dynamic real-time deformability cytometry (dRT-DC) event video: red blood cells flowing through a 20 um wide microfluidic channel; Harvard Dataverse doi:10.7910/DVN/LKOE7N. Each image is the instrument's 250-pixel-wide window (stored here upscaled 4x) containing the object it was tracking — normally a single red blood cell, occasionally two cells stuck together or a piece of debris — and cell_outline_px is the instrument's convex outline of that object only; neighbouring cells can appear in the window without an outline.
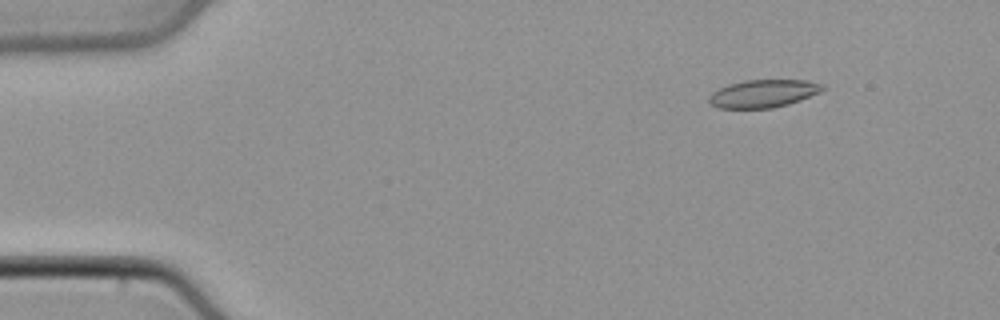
{"species": "common noctule bat (a hibernating species)", "species_latin": "Nyctalus noctula", "temperature_condition": "cold", "stored_images_in_passage": 49, "camera_frame_rate_fps": 3000, "um_per_image_px": 0.085, "animal": {"sex": "male", "body_mass_g": 21.5, "forearm_length_mm": 52.0}, "frame": {"image": 1, "passage_image": 6, "time_ms": 1.667, "image_size_px": [1000, 320], "cell_outline_px": [[824, 88], [820, 92], [800, 100], [788, 104], [772, 108], [716, 108], [708, 100], [708, 96], [712, 92], [728, 84], [744, 80], [808, 80], [820, 84]], "centroid_in_image_um": [64.84, 7.95], "position_along_channel_um": 20.2, "area_um2": 18.32}}
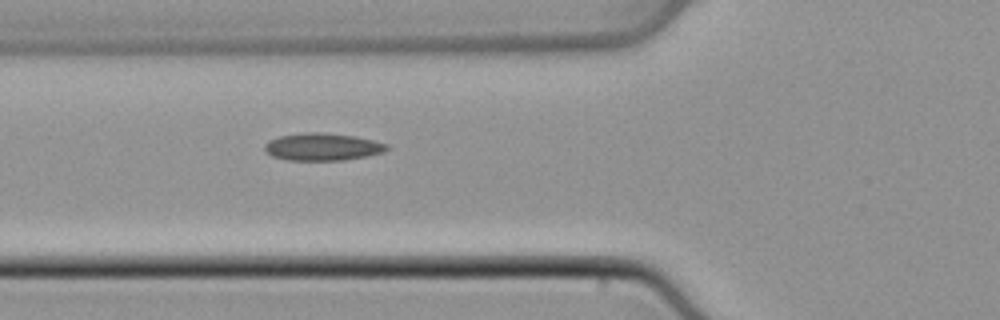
{"frame": {"image": 2, "passage_image": 18, "time_ms": 5.667, "image_size_px": [1000, 320], "cell_outline_px": [[388, 148], [384, 152], [368, 156], [344, 160], [288, 160], [272, 156], [264, 148], [264, 144], [268, 140], [280, 136], [304, 132], [320, 132], [356, 136], [388, 144]], "centroid_in_image_um": [27.42, 12.48], "position_along_channel_um": 98.4, "area_um2": 19.54}}
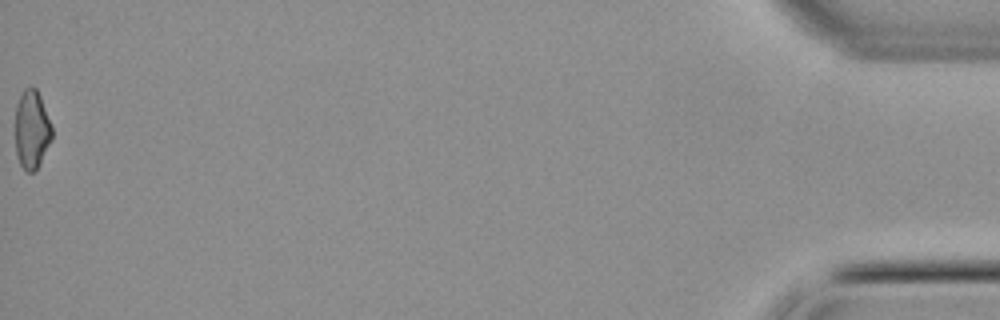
{"frame": {"image": 3, "passage_image": 49, "time_ms": 16.0, "image_size_px": [1000, 320], "cell_outline_px": [[52, 140], [40, 164], [32, 172], [24, 172], [20, 164], [16, 152], [16, 104], [24, 88], [32, 84], [36, 88], [40, 96], [52, 124]], "centroid_in_image_um": [2.72, 11.0], "position_along_channel_um": 432.5, "area_um2": 17.05}}